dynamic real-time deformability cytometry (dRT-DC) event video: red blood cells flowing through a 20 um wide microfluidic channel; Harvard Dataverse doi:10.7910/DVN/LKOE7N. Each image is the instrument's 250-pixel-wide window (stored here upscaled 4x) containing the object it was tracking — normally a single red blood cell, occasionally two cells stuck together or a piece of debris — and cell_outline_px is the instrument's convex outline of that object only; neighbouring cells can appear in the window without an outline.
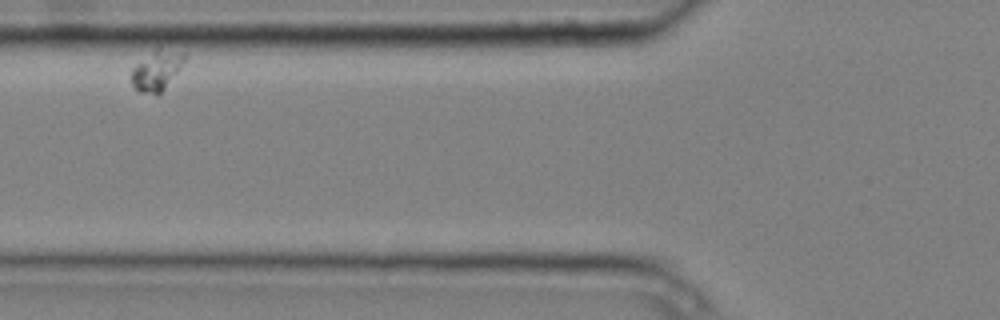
{"species": "common noctule bat (a hibernating species)", "species_latin": "Nyctalus noctula", "temperature_condition": "cold", "stored_images_in_passage": 5, "camera_frame_rate_fps": 3000, "um_per_image_px": 0.085, "animal": {"sex": "male", "body_mass_g": 20.4}, "frame": {"image": 1, "passage_image": 2, "time_ms": 0.333, "image_size_px": [1000, 320], "cell_outline_px": [[184, 60], [160, 96], [156, 96], [140, 92], [132, 84], [128, 76], [132, 68], [136, 64], [156, 48], [184, 52]], "centroid_in_image_um": [13.25, 6.04], "position_along_channel_um": 112.5, "area_um2": 12.37}}
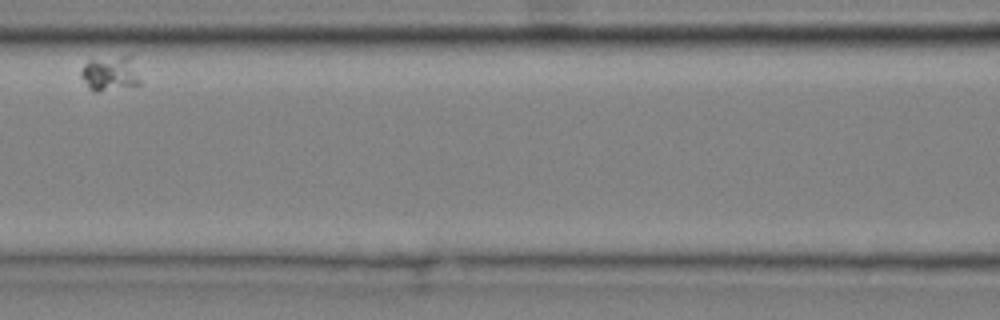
{"frame": {"image": 2, "passage_image": 3, "time_ms": 0.667, "image_size_px": [1000, 320], "cell_outline_px": [[140, 84], [96, 92], [88, 88], [80, 76], [80, 72], [84, 64], [88, 60], [124, 56], [132, 56], [140, 80]], "centroid_in_image_um": [9.34, 6.24], "position_along_channel_um": 157.3, "area_um2": 11.91}}
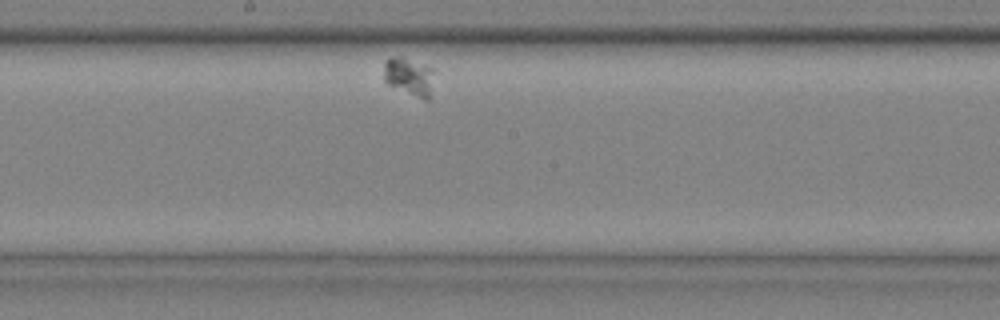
{"frame": {"image": 3, "passage_image": 5, "time_ms": 1.333, "image_size_px": [1000, 320], "cell_outline_px": [[432, 72], [428, 100], [424, 100], [388, 84], [384, 80], [384, 64], [392, 56], [432, 68]], "centroid_in_image_um": [34.72, 6.54], "position_along_channel_um": 213.5, "area_um2": 10.29}}